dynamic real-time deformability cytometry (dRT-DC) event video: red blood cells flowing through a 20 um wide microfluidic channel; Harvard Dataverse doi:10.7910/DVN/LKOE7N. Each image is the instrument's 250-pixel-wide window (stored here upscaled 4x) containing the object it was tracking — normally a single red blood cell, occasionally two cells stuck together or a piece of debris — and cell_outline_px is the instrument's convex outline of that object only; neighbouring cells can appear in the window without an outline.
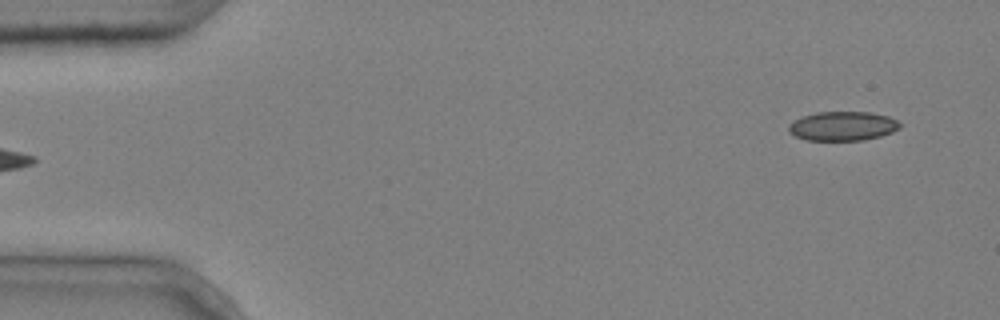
{"species": "common noctule bat (a hibernating species)", "species_latin": "Nyctalus noctula", "temperature_condition": "cold", "stored_images_in_passage": 5, "segment_of_instrument_passage": [2, 2], "camera_frame_rate_fps": 3000, "um_per_image_px": 0.085, "animal": {"sex": "male", "body_mass_g": 20.4}, "frame": {"image": 1, "passage_image": 5, "time_ms": 1.333, "image_size_px": [1000, 320], "cell_outline_px": [[904, 124], [900, 128], [892, 132], [880, 136], [864, 140], [804, 140], [788, 132], [788, 124], [804, 116], [816, 112], [868, 112], [888, 116]], "centroid_in_image_um": [71.65, 10.72], "position_along_channel_um": 13.4, "area_um2": 18.96}}